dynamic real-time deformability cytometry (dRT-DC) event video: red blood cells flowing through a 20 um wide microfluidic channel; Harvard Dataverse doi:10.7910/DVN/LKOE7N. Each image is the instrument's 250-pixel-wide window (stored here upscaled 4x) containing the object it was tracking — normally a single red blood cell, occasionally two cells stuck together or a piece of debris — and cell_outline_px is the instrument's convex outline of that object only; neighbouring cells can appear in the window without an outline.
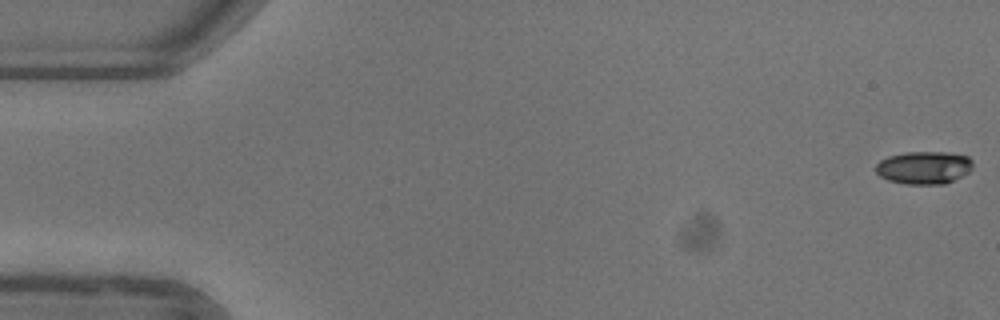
{"species": "common noctule bat (a hibernating species)", "species_latin": "Nyctalus noctula", "temperature_condition": "warm", "stored_images_in_passage": 32, "camera_frame_rate_fps": 3000, "um_per_image_px": 0.085, "animal": {"sex": "female"}, "frame": {"image": 1, "passage_image": 1, "time_ms": 0.0, "image_size_px": [1000, 320], "cell_outline_px": [[972, 168], [968, 172], [944, 184], [904, 184], [888, 180], [880, 176], [876, 172], [876, 164], [880, 160], [888, 156], [908, 152], [948, 152], [968, 156], [972, 160]], "centroid_in_image_um": [78.52, 14.24], "position_along_channel_um": 6.5, "area_um2": 18.5}}
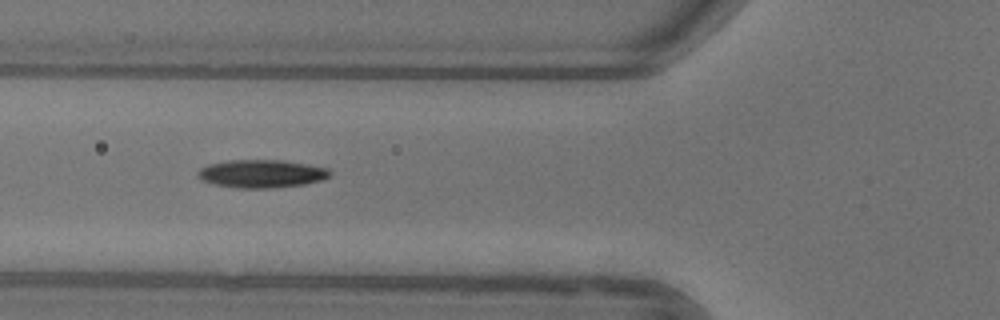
{"frame": {"image": 2, "passage_image": 20, "time_ms": 6.333, "image_size_px": [1000, 320], "cell_outline_px": [[332, 172], [328, 176], [320, 180], [304, 184], [272, 188], [236, 188], [216, 184], [200, 180], [196, 176], [196, 172], [200, 168], [208, 164], [228, 160], [284, 160], [328, 168]], "centroid_in_image_um": [22.18, 14.76], "position_along_channel_um": 103.6, "area_um2": 21.62}}
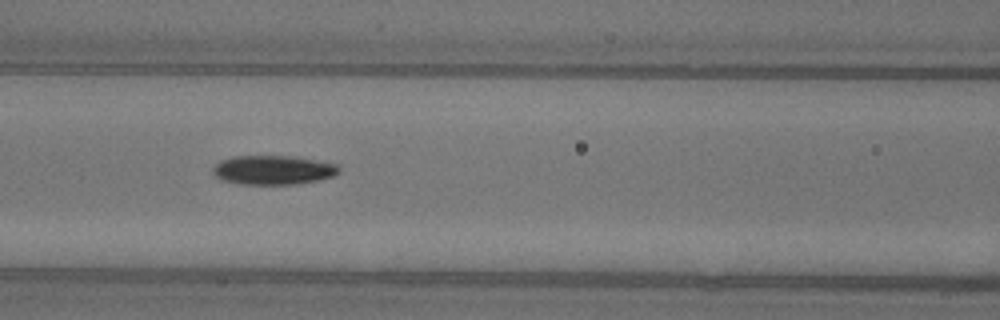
{"frame": {"image": 3, "passage_image": 23, "time_ms": 7.333, "image_size_px": [1000, 320], "cell_outline_px": [[340, 172], [332, 176], [316, 180], [296, 184], [240, 184], [220, 180], [212, 172], [212, 168], [220, 160], [236, 156], [292, 156], [340, 164]], "centroid_in_image_um": [23.21, 14.44], "position_along_channel_um": 143.4, "area_um2": 21.5}}